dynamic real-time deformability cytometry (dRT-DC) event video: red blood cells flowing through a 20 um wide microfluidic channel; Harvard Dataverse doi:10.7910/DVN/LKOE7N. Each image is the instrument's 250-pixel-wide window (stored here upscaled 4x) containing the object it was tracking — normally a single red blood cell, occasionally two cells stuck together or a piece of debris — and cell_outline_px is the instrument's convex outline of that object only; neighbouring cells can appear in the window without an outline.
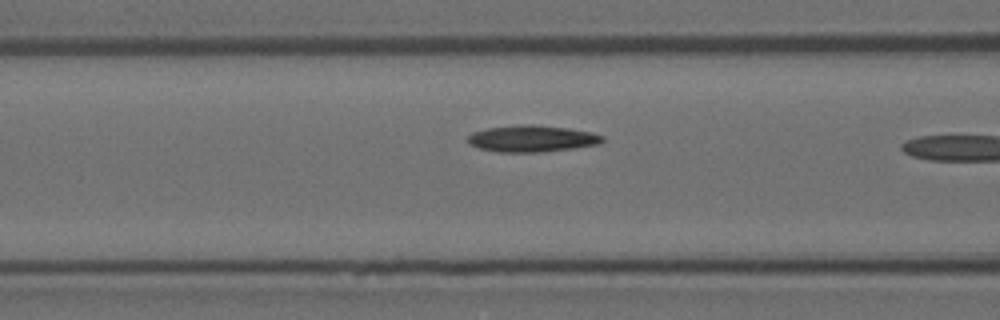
{"species": "Egyptian fruit bat (a non-hibernating species)", "species_latin": "Rousettus aegyptiacus", "temperature_condition": "room temperature", "stored_images_in_passage": 36, "camera_frame_rate_fps": 3000, "um_per_image_px": 0.085, "animal": {"sex": "female"}, "frame": {"image": 1, "passage_image": 15, "time_ms": 4.667, "image_size_px": [1000, 320], "cell_outline_px": [[604, 140], [600, 144], [544, 152], [500, 152], [480, 148], [468, 144], [468, 136], [472, 132], [488, 128], [524, 124], [528, 124], [568, 128], [592, 132], [604, 136]], "centroid_in_image_um": [45.23, 11.78], "position_along_channel_um": 121.4, "area_um2": 20.81}}
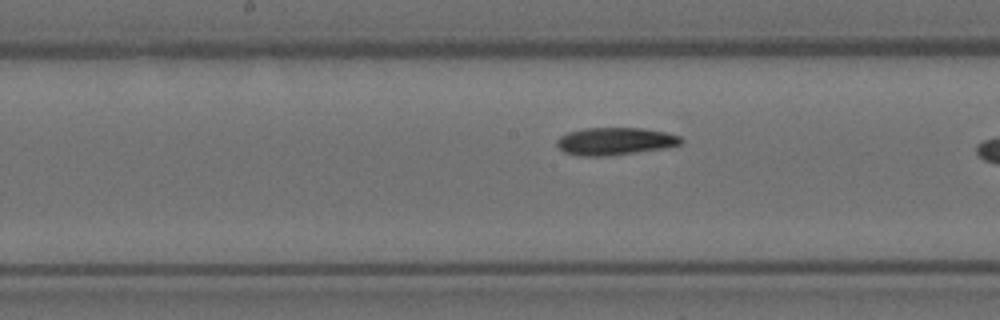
{"frame": {"image": 2, "passage_image": 21, "time_ms": 6.667, "image_size_px": [1000, 320], "cell_outline_px": [[684, 140], [680, 144], [668, 148], [608, 156], [580, 156], [564, 152], [556, 144], [556, 140], [560, 136], [568, 132], [584, 128], [640, 128], [664, 132], [680, 136]], "centroid_in_image_um": [52.28, 12.01], "position_along_channel_um": 195.9, "area_um2": 20.0}}
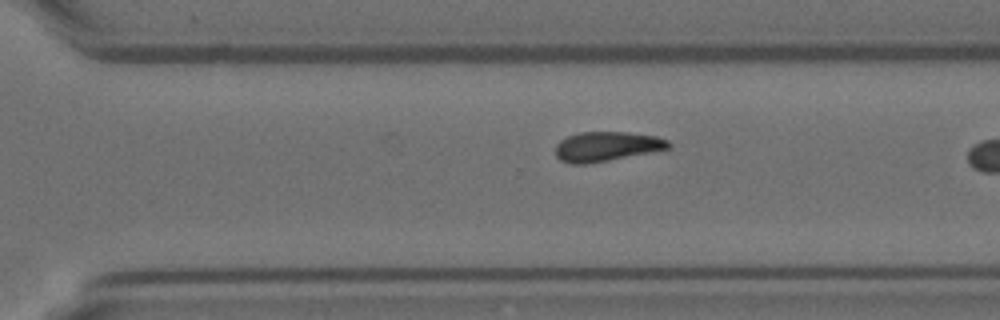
{"frame": {"image": 3, "passage_image": 31, "time_ms": 10.0, "image_size_px": [1000, 320], "cell_outline_px": [[672, 144], [668, 148], [652, 152], [608, 160], [584, 164], [572, 164], [560, 160], [556, 156], [556, 144], [560, 140], [568, 136], [580, 132], [628, 132], [656, 136], [668, 140]], "centroid_in_image_um": [51.56, 12.44], "position_along_channel_um": 319.0, "area_um2": 19.42}}